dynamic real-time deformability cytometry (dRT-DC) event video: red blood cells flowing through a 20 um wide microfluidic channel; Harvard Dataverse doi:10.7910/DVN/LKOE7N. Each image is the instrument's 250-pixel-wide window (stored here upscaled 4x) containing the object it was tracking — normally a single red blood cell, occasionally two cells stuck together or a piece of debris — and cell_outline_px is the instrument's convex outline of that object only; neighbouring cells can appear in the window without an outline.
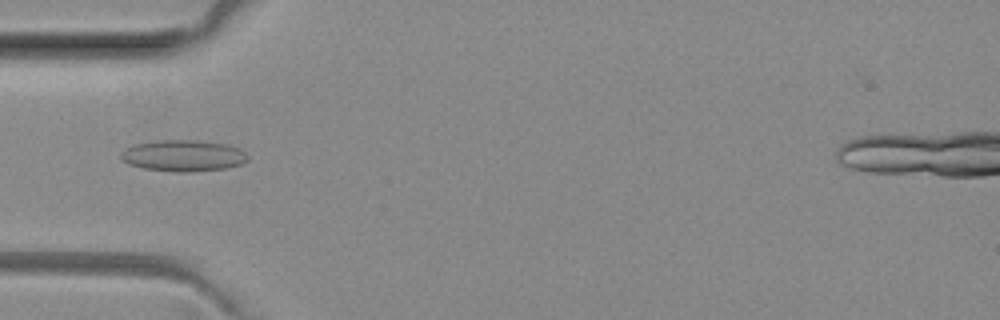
{"species": "common noctule bat (a hibernating species)", "species_latin": "Nyctalus noctula", "temperature_condition": "room temperature", "stored_images_in_passage": 38, "camera_frame_rate_fps": 3000, "um_per_image_px": 0.085, "animal": {"sex": "female", "body_mass_g": 29.2, "forearm_length_mm": 56.3}, "frame": {"image": 1, "passage_image": 4, "time_ms": 1.0, "image_size_px": [1000, 320], "cell_outline_px": [[248, 160], [240, 164], [224, 168], [188, 172], [176, 172], [144, 168], [128, 164], [120, 160], [120, 152], [124, 148], [136, 144], [156, 140], [196, 140], [228, 144], [240, 148], [248, 156]], "centroid_in_image_um": [15.54, 13.22], "position_along_channel_um": 69.5, "area_um2": 23.29}}
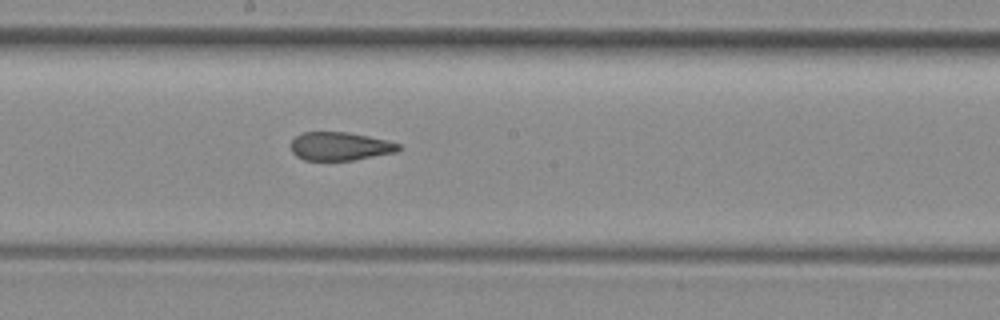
{"frame": {"image": 2, "passage_image": 15, "time_ms": 4.667, "image_size_px": [1000, 320], "cell_outline_px": [[400, 148], [396, 152], [352, 160], [304, 160], [296, 156], [292, 152], [292, 140], [296, 136], [304, 132], [348, 132], [388, 140], [400, 144]], "centroid_in_image_um": [28.9, 12.43], "position_along_channel_um": 219.3, "area_um2": 17.69}}
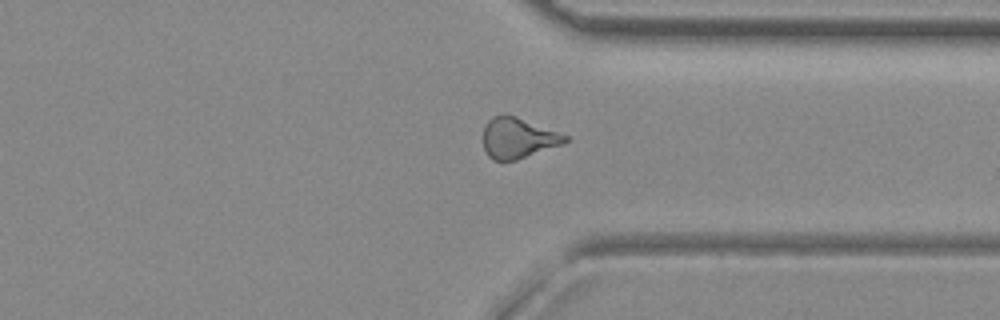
{"frame": {"image": 3, "passage_image": 26, "time_ms": 8.333, "image_size_px": [1000, 320], "cell_outline_px": [[568, 140], [564, 144], [516, 160], [492, 160], [488, 156], [484, 148], [484, 124], [492, 116], [504, 112], [508, 112], [568, 136]], "centroid_in_image_um": [44.01, 11.69], "position_along_channel_um": 367.4, "area_um2": 19.71}, "authors_computed_cell_mechanics": {"area_um2": 19.2185, "velocity_mm_per_s": 4.0671, "shape_relaxation_time_tau1_ms": null, "shape_relaxation_time_tau2_ms": 1.1487, "deformation_change_tau1": null, "deformation_change_tau2": 0.0747}}